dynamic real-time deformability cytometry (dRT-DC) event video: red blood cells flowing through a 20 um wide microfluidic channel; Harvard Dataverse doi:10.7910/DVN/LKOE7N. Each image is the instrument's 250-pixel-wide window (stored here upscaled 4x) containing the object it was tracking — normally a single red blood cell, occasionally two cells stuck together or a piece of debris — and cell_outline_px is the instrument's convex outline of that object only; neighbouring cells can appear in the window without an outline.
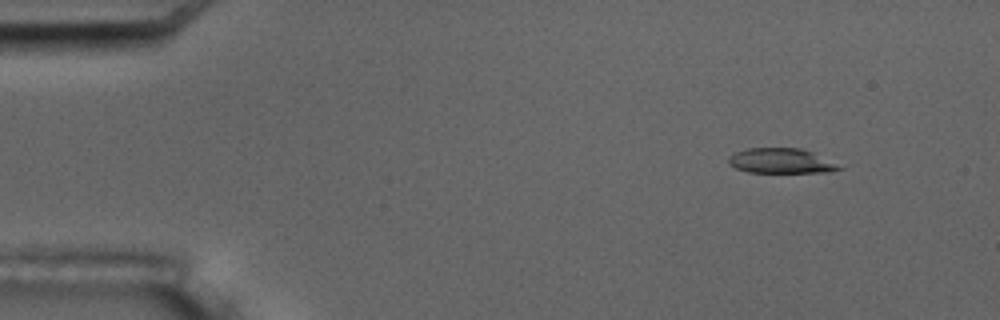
{"species": "common noctule bat (a hibernating species)", "species_latin": "Nyctalus noctula", "temperature_condition": "room temperature", "stored_images_in_passage": 4, "camera_frame_rate_fps": 3000, "um_per_image_px": 0.085, "animal": {"sex": "male", "body_mass_g": 17.5, "forearm_length_mm": 52.3}, "frame": {"image": 1, "passage_image": 1, "time_ms": 0.0, "image_size_px": [1000, 320], "cell_outline_px": [[844, 168], [828, 172], [748, 172], [736, 168], [728, 164], [728, 160], [736, 152], [748, 148], [800, 148], [812, 152]], "centroid_in_image_um": [66.37, 13.68], "position_along_channel_um": 18.6, "area_um2": 15.78}}
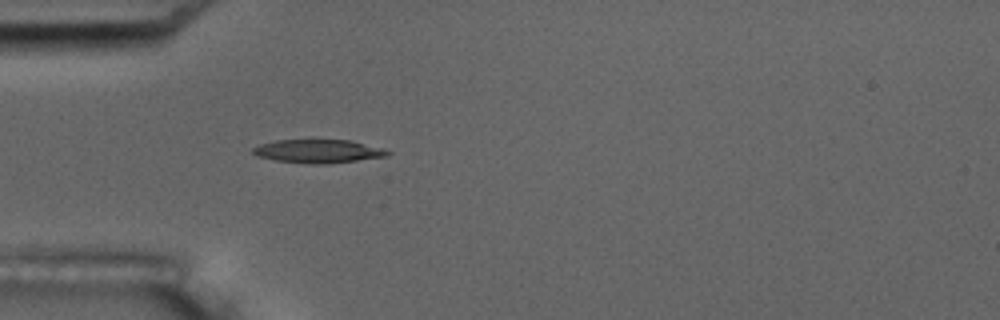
{"frame": {"image": 2, "passage_image": 4, "time_ms": 3.667, "image_size_px": [1000, 320], "cell_outline_px": [[392, 152], [388, 156], [328, 164], [312, 164], [276, 160], [256, 156], [252, 152], [252, 148], [260, 144], [276, 140], [312, 136], [352, 140], [384, 148]], "centroid_in_image_um": [27.06, 12.79], "position_along_channel_um": 57.9, "area_um2": 19.59}}